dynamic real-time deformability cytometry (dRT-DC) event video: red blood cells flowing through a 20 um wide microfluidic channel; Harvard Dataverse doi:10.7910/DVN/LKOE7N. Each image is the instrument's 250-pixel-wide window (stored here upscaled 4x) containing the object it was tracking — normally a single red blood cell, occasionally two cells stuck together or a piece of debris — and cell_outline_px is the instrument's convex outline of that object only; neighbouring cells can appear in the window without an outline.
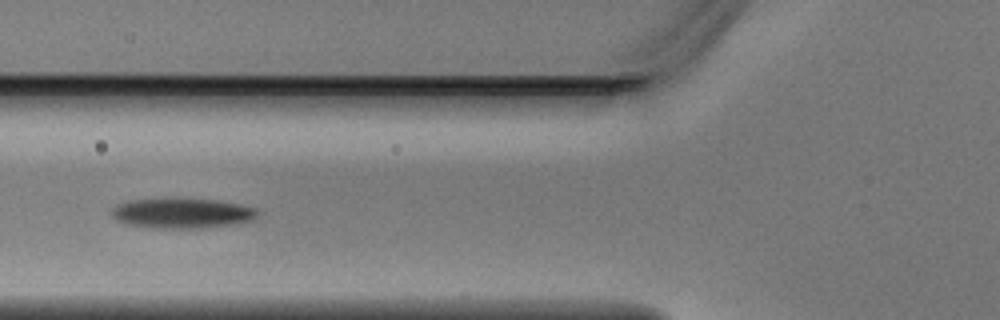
{"species": "Egyptian fruit bat (a non-hibernating species)", "species_latin": "Rousettus aegyptiacus", "temperature_condition": "warm", "stored_images_in_passage": 5, "camera_frame_rate_fps": 3000, "um_per_image_px": 0.085, "animal": {"sex": "male"}, "frame": {"image": 1, "passage_image": 5, "time_ms": 1.333, "image_size_px": [1000, 320], "cell_outline_px": [[264, 212], [252, 220], [228, 224], [200, 228], [152, 228], [128, 224], [116, 220], [108, 212], [116, 204], [128, 200], [168, 196], [216, 200], [240, 204], [256, 208]], "centroid_in_image_um": [15.43, 18.08], "position_along_channel_um": 110.4, "area_um2": 26.53}}